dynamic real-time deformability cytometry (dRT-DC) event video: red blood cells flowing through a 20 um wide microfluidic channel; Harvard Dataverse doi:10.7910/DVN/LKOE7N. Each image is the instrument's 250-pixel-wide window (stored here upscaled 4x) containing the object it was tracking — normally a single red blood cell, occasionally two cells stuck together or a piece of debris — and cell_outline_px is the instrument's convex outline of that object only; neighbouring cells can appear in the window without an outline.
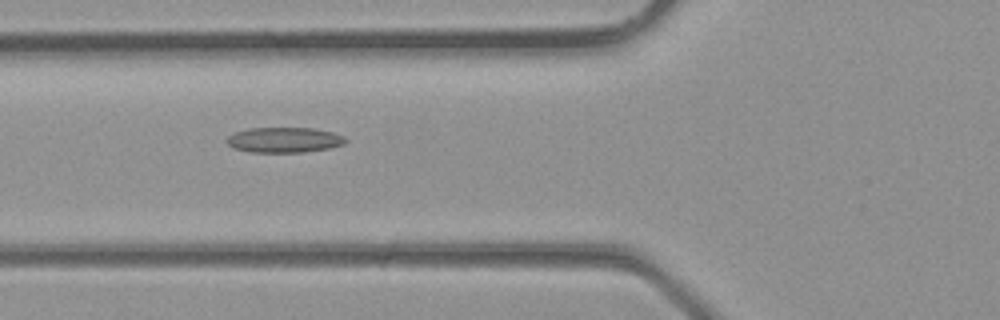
{"species": "common noctule bat (a hibernating species)", "species_latin": "Nyctalus noctula", "temperature_condition": "room temperature", "stored_images_in_passage": 6, "camera_frame_rate_fps": 3000, "um_per_image_px": 0.085, "animal": {"sex": "male", "body_mass_g": 23.1, "forearm_length_mm": 52.7}, "frame": {"image": 1, "passage_image": 5, "time_ms": 1.333, "image_size_px": [1000, 320], "cell_outline_px": [[348, 140], [344, 144], [328, 148], [304, 152], [252, 152], [232, 148], [224, 140], [228, 136], [236, 132], [248, 128], [312, 128], [332, 132], [344, 136]], "centroid_in_image_um": [24.14, 11.89], "position_along_channel_um": 101.7, "area_um2": 17.51}}
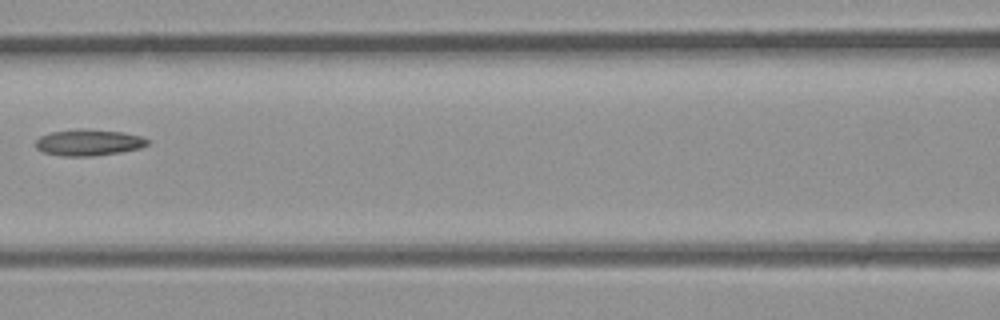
{"frame": {"image": 2, "passage_image": 6, "time_ms": 1.667, "image_size_px": [1000, 320], "cell_outline_px": [[148, 144], [140, 148], [120, 152], [92, 156], [60, 156], [44, 152], [36, 148], [36, 140], [40, 136], [52, 132], [80, 128], [120, 132], [140, 136], [148, 140]], "centroid_in_image_um": [7.5, 12.11], "position_along_channel_um": 159.1, "area_um2": 16.99}}